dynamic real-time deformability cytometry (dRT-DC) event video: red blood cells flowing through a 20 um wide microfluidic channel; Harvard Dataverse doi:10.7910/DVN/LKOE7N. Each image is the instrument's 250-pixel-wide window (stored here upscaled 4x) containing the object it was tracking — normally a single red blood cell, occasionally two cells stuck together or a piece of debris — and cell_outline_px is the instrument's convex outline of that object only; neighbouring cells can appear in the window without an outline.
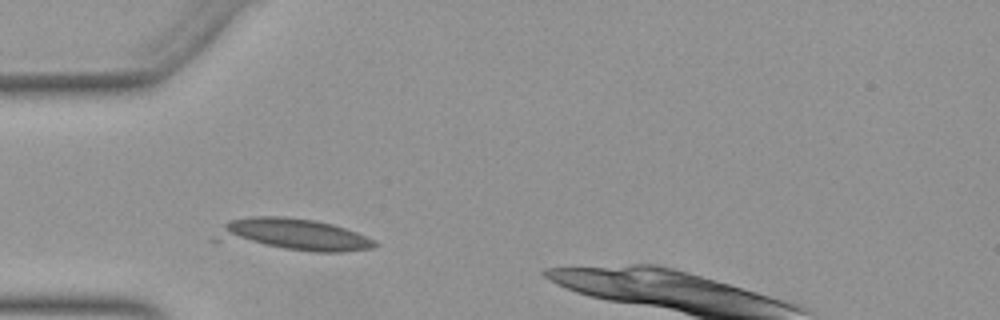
{"species": "Egyptian fruit bat (a non-hibernating species)", "species_latin": "Rousettus aegyptiacus", "temperature_condition": "warm", "stored_images_in_passage": 22, "segment_of_instrument_passage": [1, 2], "camera_frame_rate_fps": 3000, "um_per_image_px": 0.085, "animal": {"sex": "female"}, "frame": {"image": 1, "passage_image": 7, "time_ms": 2.0, "image_size_px": [1000, 320], "cell_outline_px": [[380, 244], [372, 248], [344, 252], [312, 252], [216, 244], [208, 240], [228, 220], [248, 216], [284, 216], [312, 220], [332, 224], [356, 232], [376, 240]], "centroid_in_image_um": [24.68, 19.98], "position_along_channel_um": 60.3, "area_um2": 31.33}}
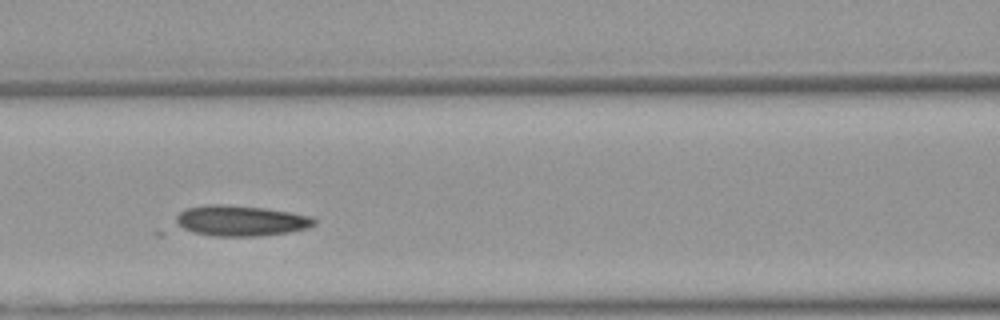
{"frame": {"image": 2, "passage_image": 14, "time_ms": 4.333, "image_size_px": [1000, 320], "cell_outline_px": [[316, 224], [308, 228], [288, 232], [260, 236], [156, 236], [152, 232], [180, 212], [188, 208], [208, 204], [224, 204], [264, 208], [312, 216], [316, 220]], "centroid_in_image_um": [19.79, 18.86], "position_along_channel_um": 146.8, "area_um2": 27.98}}
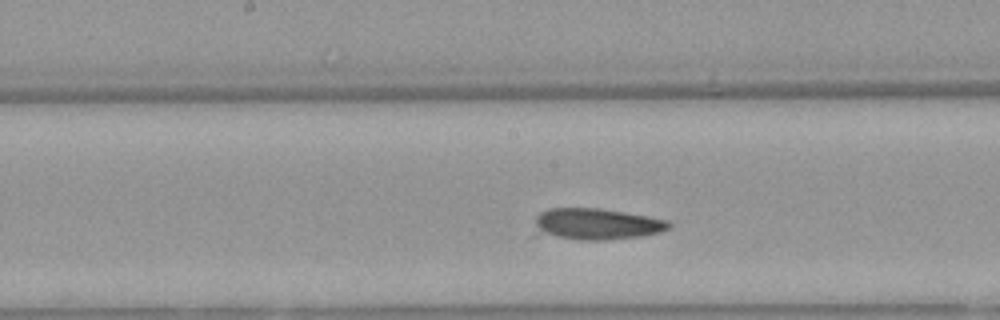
{"frame": {"image": 3, "passage_image": 18, "time_ms": 5.667, "image_size_px": [1000, 320], "cell_outline_px": [[672, 224], [668, 228], [660, 232], [640, 236], [608, 240], [580, 240], [532, 236], [536, 216], [540, 212], [548, 208], [600, 208], [624, 212], [668, 220]], "centroid_in_image_um": [50.56, 19.06], "position_along_channel_um": 197.6, "area_um2": 25.26}}